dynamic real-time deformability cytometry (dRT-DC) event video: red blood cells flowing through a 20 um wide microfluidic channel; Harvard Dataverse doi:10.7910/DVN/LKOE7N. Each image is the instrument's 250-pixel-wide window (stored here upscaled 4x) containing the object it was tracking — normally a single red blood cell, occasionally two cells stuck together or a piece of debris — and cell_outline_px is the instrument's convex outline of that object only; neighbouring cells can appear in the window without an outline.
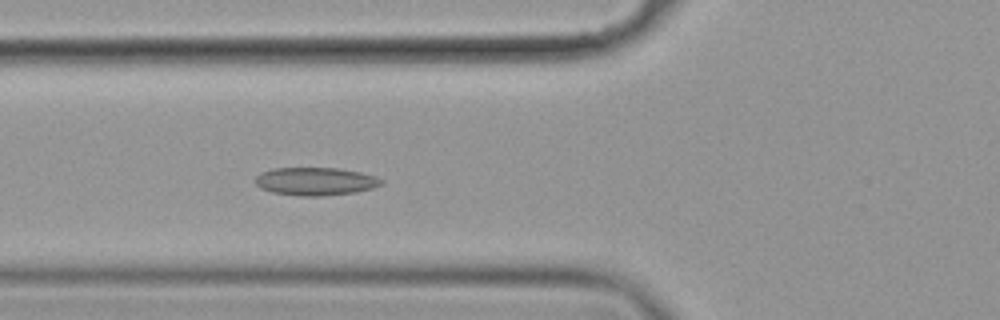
{"species": "common noctule bat (a hibernating species)", "species_latin": "Nyctalus noctula", "temperature_condition": "cold", "stored_images_in_passage": 50, "camera_frame_rate_fps": 3000, "um_per_image_px": 0.085, "animal": {"sex": "female", "body_mass_g": 19.9}, "frame": {"image": 1, "passage_image": 14, "time_ms": 4.333, "image_size_px": [1000, 320], "cell_outline_px": [[384, 184], [372, 188], [356, 192], [324, 196], [300, 196], [272, 192], [260, 188], [256, 184], [256, 176], [260, 172], [272, 168], [340, 168], [360, 172], [376, 176], [384, 180]], "centroid_in_image_um": [26.83, 15.41], "position_along_channel_um": 99.0, "area_um2": 20.75}}
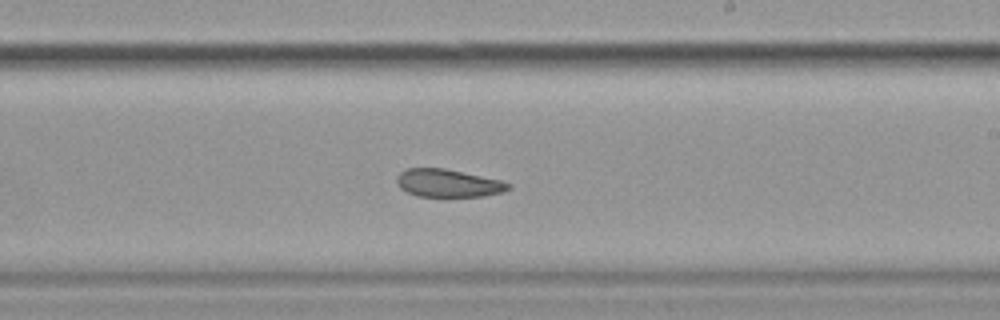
{"frame": {"image": 2, "passage_image": 27, "time_ms": 8.667, "image_size_px": [1000, 320], "cell_outline_px": [[512, 188], [504, 192], [484, 196], [416, 196], [400, 188], [396, 184], [396, 176], [400, 172], [408, 168], [444, 168], [500, 180], [512, 184]], "centroid_in_image_um": [38.09, 15.57], "position_along_channel_um": 250.9, "area_um2": 18.15}}
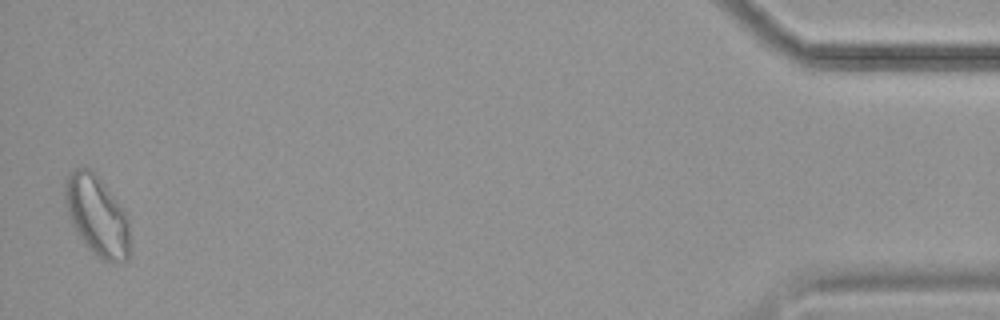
{"frame": {"image": 3, "passage_image": 49, "time_ms": 16.0, "image_size_px": [1000, 320], "cell_outline_px": [[128, 260], [112, 264], [96, 256], [84, 244], [72, 224], [68, 216], [64, 200], [64, 184], [68, 172], [76, 168], [92, 168], [96, 172], [128, 216]], "centroid_in_image_um": [8.21, 18.31], "position_along_channel_um": 427.0, "area_um2": 30.52}, "authors_computed_cell_mechanics": {"area_um2": 20.7502, "velocity_mm_per_s": 3.5097, "shape_relaxation_time_tau1_ms": null, "shape_relaxation_time_tau2_ms": 4.4257, "deformation_change_tau1": null, "deformation_change_tau2": 0.0975}}